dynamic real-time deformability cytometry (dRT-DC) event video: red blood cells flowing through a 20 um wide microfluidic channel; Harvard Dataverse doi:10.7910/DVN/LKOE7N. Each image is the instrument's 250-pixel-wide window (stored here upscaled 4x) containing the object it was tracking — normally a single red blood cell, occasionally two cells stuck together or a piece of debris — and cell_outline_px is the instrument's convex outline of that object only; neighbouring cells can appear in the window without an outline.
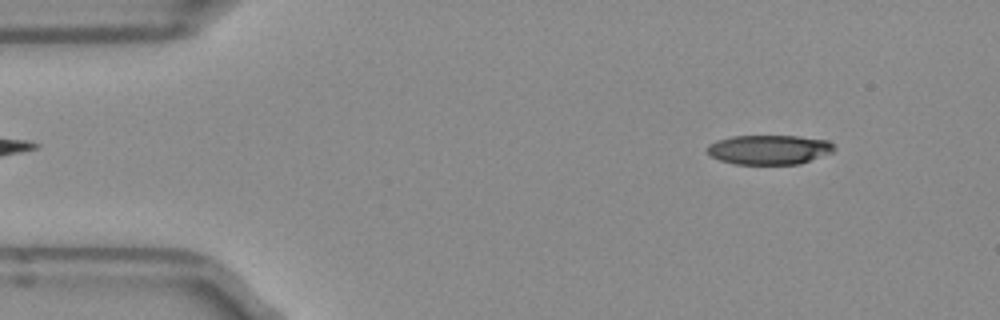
{"species": "Egyptian fruit bat (a non-hibernating species)", "species_latin": "Rousettus aegyptiacus", "temperature_condition": "room temperature", "stored_images_in_passage": 50, "camera_frame_rate_fps": 3000, "um_per_image_px": 0.085, "frame": {"image": 1, "passage_image": 5, "time_ms": 1.333, "image_size_px": [1000, 320], "cell_outline_px": [[836, 148], [832, 152], [800, 164], [732, 164], [720, 160], [712, 156], [704, 148], [708, 144], [716, 140], [732, 136], [796, 136], [828, 140]], "centroid_in_image_um": [65.34, 12.72], "position_along_channel_um": 19.7, "area_um2": 21.91}}
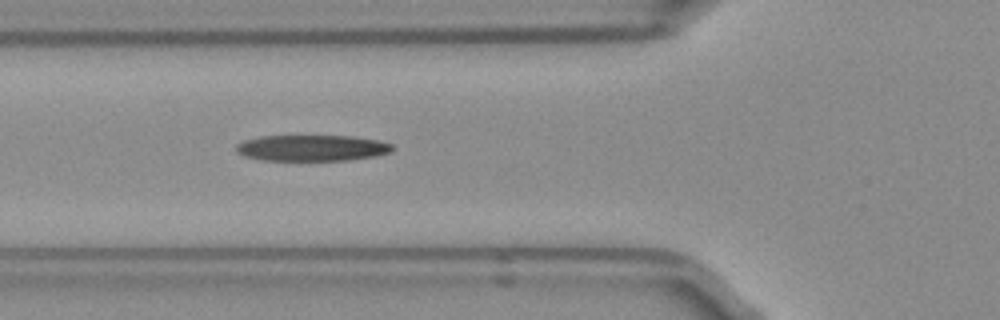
{"frame": {"image": 2, "passage_image": 17, "time_ms": 5.333, "image_size_px": [1000, 320], "cell_outline_px": [[392, 152], [372, 156], [348, 160], [260, 160], [244, 156], [236, 152], [236, 144], [244, 140], [260, 136], [352, 136], [380, 140], [392, 144]], "centroid_in_image_um": [26.49, 12.57], "position_along_channel_um": 99.3, "area_um2": 23.76}}
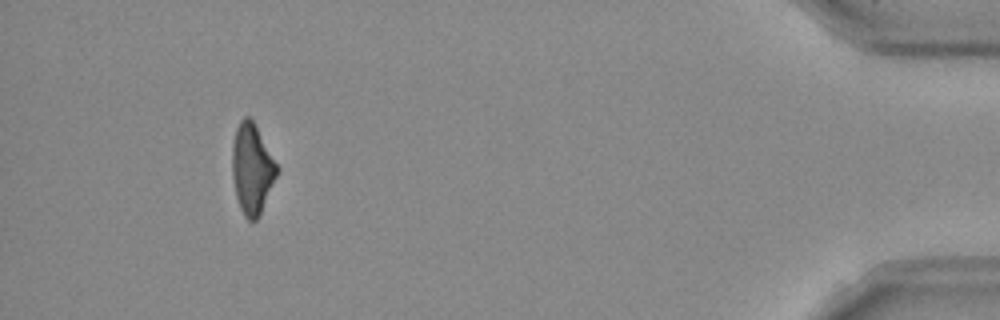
{"frame": {"image": 3, "passage_image": 46, "time_ms": 15.0, "image_size_px": [1000, 320], "cell_outline_px": [[280, 168], [260, 212], [256, 220], [248, 220], [244, 216], [240, 208], [236, 196], [232, 176], [232, 144], [236, 128], [240, 120], [244, 116], [248, 116], [252, 120]], "centroid_in_image_um": [21.4, 14.32], "position_along_channel_um": 413.8, "area_um2": 23.24}, "authors_computed_cell_mechanics": {"area_um2": 24.1604, "velocity_mm_per_s": 3.9707, "shape_relaxation_time_tau1_ms": 8.8258, "shape_relaxation_time_tau2_ms": 4.8704, "deformation_change_tau1": 0.241, "deformation_change_tau2": 0.1865}}